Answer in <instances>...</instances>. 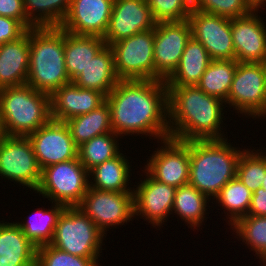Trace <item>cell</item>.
<instances>
[{
  "label": "cell",
  "instance_id": "cell-1",
  "mask_svg": "<svg viewBox=\"0 0 266 266\" xmlns=\"http://www.w3.org/2000/svg\"><path fill=\"white\" fill-rule=\"evenodd\" d=\"M106 101L113 132L121 138L142 134L157 143L170 138L165 80H119Z\"/></svg>",
  "mask_w": 266,
  "mask_h": 266
},
{
  "label": "cell",
  "instance_id": "cell-2",
  "mask_svg": "<svg viewBox=\"0 0 266 266\" xmlns=\"http://www.w3.org/2000/svg\"><path fill=\"white\" fill-rule=\"evenodd\" d=\"M167 88L170 138L184 142L228 138L221 128L227 112L222 99L204 93L197 85Z\"/></svg>",
  "mask_w": 266,
  "mask_h": 266
},
{
  "label": "cell",
  "instance_id": "cell-3",
  "mask_svg": "<svg viewBox=\"0 0 266 266\" xmlns=\"http://www.w3.org/2000/svg\"><path fill=\"white\" fill-rule=\"evenodd\" d=\"M229 139L192 140L189 146V184L210 200L237 173L238 160L245 149L233 147ZM241 149V150H240Z\"/></svg>",
  "mask_w": 266,
  "mask_h": 266
},
{
  "label": "cell",
  "instance_id": "cell-4",
  "mask_svg": "<svg viewBox=\"0 0 266 266\" xmlns=\"http://www.w3.org/2000/svg\"><path fill=\"white\" fill-rule=\"evenodd\" d=\"M29 50L27 85L51 95L71 82L66 72L64 30L61 27L30 28Z\"/></svg>",
  "mask_w": 266,
  "mask_h": 266
},
{
  "label": "cell",
  "instance_id": "cell-5",
  "mask_svg": "<svg viewBox=\"0 0 266 266\" xmlns=\"http://www.w3.org/2000/svg\"><path fill=\"white\" fill-rule=\"evenodd\" d=\"M0 113L7 136L28 137L50 119V95L25 84L0 89Z\"/></svg>",
  "mask_w": 266,
  "mask_h": 266
},
{
  "label": "cell",
  "instance_id": "cell-6",
  "mask_svg": "<svg viewBox=\"0 0 266 266\" xmlns=\"http://www.w3.org/2000/svg\"><path fill=\"white\" fill-rule=\"evenodd\" d=\"M106 235L78 207L59 215L50 245L84 258H99Z\"/></svg>",
  "mask_w": 266,
  "mask_h": 266
},
{
  "label": "cell",
  "instance_id": "cell-7",
  "mask_svg": "<svg viewBox=\"0 0 266 266\" xmlns=\"http://www.w3.org/2000/svg\"><path fill=\"white\" fill-rule=\"evenodd\" d=\"M89 171L79 158L50 165L41 170L35 193L65 207H77L89 189Z\"/></svg>",
  "mask_w": 266,
  "mask_h": 266
},
{
  "label": "cell",
  "instance_id": "cell-8",
  "mask_svg": "<svg viewBox=\"0 0 266 266\" xmlns=\"http://www.w3.org/2000/svg\"><path fill=\"white\" fill-rule=\"evenodd\" d=\"M229 105V106H226ZM225 106L253 119L266 117V84L262 63L238 62ZM261 117V118H260Z\"/></svg>",
  "mask_w": 266,
  "mask_h": 266
},
{
  "label": "cell",
  "instance_id": "cell-9",
  "mask_svg": "<svg viewBox=\"0 0 266 266\" xmlns=\"http://www.w3.org/2000/svg\"><path fill=\"white\" fill-rule=\"evenodd\" d=\"M110 47L120 80H155L154 29L119 40Z\"/></svg>",
  "mask_w": 266,
  "mask_h": 266
},
{
  "label": "cell",
  "instance_id": "cell-10",
  "mask_svg": "<svg viewBox=\"0 0 266 266\" xmlns=\"http://www.w3.org/2000/svg\"><path fill=\"white\" fill-rule=\"evenodd\" d=\"M106 234L109 228L132 221L134 217V192L100 191L88 189L77 206Z\"/></svg>",
  "mask_w": 266,
  "mask_h": 266
},
{
  "label": "cell",
  "instance_id": "cell-11",
  "mask_svg": "<svg viewBox=\"0 0 266 266\" xmlns=\"http://www.w3.org/2000/svg\"><path fill=\"white\" fill-rule=\"evenodd\" d=\"M41 168L28 137L7 136L0 143V176L33 192L41 179Z\"/></svg>",
  "mask_w": 266,
  "mask_h": 266
},
{
  "label": "cell",
  "instance_id": "cell-12",
  "mask_svg": "<svg viewBox=\"0 0 266 266\" xmlns=\"http://www.w3.org/2000/svg\"><path fill=\"white\" fill-rule=\"evenodd\" d=\"M191 37L188 19L156 24L153 47L155 80H166L174 72Z\"/></svg>",
  "mask_w": 266,
  "mask_h": 266
},
{
  "label": "cell",
  "instance_id": "cell-13",
  "mask_svg": "<svg viewBox=\"0 0 266 266\" xmlns=\"http://www.w3.org/2000/svg\"><path fill=\"white\" fill-rule=\"evenodd\" d=\"M143 169L156 181L178 188L188 184L189 146L180 140L167 138L160 141Z\"/></svg>",
  "mask_w": 266,
  "mask_h": 266
},
{
  "label": "cell",
  "instance_id": "cell-14",
  "mask_svg": "<svg viewBox=\"0 0 266 266\" xmlns=\"http://www.w3.org/2000/svg\"><path fill=\"white\" fill-rule=\"evenodd\" d=\"M188 21L192 37L204 46L212 60L235 59L230 18L192 9Z\"/></svg>",
  "mask_w": 266,
  "mask_h": 266
},
{
  "label": "cell",
  "instance_id": "cell-15",
  "mask_svg": "<svg viewBox=\"0 0 266 266\" xmlns=\"http://www.w3.org/2000/svg\"><path fill=\"white\" fill-rule=\"evenodd\" d=\"M145 179L134 185V217L150 223L154 228L163 227L166 218L172 214L176 187L160 183L153 179L145 170ZM136 187V188H135ZM144 217V218H143Z\"/></svg>",
  "mask_w": 266,
  "mask_h": 266
},
{
  "label": "cell",
  "instance_id": "cell-16",
  "mask_svg": "<svg viewBox=\"0 0 266 266\" xmlns=\"http://www.w3.org/2000/svg\"><path fill=\"white\" fill-rule=\"evenodd\" d=\"M41 169L78 158V147L65 122L50 119L28 136Z\"/></svg>",
  "mask_w": 266,
  "mask_h": 266
},
{
  "label": "cell",
  "instance_id": "cell-17",
  "mask_svg": "<svg viewBox=\"0 0 266 266\" xmlns=\"http://www.w3.org/2000/svg\"><path fill=\"white\" fill-rule=\"evenodd\" d=\"M156 24L146 0H114L109 26L103 39L110 46L124 38L154 29Z\"/></svg>",
  "mask_w": 266,
  "mask_h": 266
},
{
  "label": "cell",
  "instance_id": "cell-18",
  "mask_svg": "<svg viewBox=\"0 0 266 266\" xmlns=\"http://www.w3.org/2000/svg\"><path fill=\"white\" fill-rule=\"evenodd\" d=\"M114 0H71L69 12L60 27L73 35L104 37Z\"/></svg>",
  "mask_w": 266,
  "mask_h": 266
},
{
  "label": "cell",
  "instance_id": "cell-19",
  "mask_svg": "<svg viewBox=\"0 0 266 266\" xmlns=\"http://www.w3.org/2000/svg\"><path fill=\"white\" fill-rule=\"evenodd\" d=\"M254 9L250 14L231 19V34L238 62L262 63L266 58V25Z\"/></svg>",
  "mask_w": 266,
  "mask_h": 266
},
{
  "label": "cell",
  "instance_id": "cell-20",
  "mask_svg": "<svg viewBox=\"0 0 266 266\" xmlns=\"http://www.w3.org/2000/svg\"><path fill=\"white\" fill-rule=\"evenodd\" d=\"M106 101L100 91L83 89L70 82L50 95V115L56 121H67L93 111Z\"/></svg>",
  "mask_w": 266,
  "mask_h": 266
},
{
  "label": "cell",
  "instance_id": "cell-21",
  "mask_svg": "<svg viewBox=\"0 0 266 266\" xmlns=\"http://www.w3.org/2000/svg\"><path fill=\"white\" fill-rule=\"evenodd\" d=\"M29 58V29L20 38L0 45V89L26 84Z\"/></svg>",
  "mask_w": 266,
  "mask_h": 266
},
{
  "label": "cell",
  "instance_id": "cell-22",
  "mask_svg": "<svg viewBox=\"0 0 266 266\" xmlns=\"http://www.w3.org/2000/svg\"><path fill=\"white\" fill-rule=\"evenodd\" d=\"M37 247L16 222L0 221V266H36Z\"/></svg>",
  "mask_w": 266,
  "mask_h": 266
},
{
  "label": "cell",
  "instance_id": "cell-23",
  "mask_svg": "<svg viewBox=\"0 0 266 266\" xmlns=\"http://www.w3.org/2000/svg\"><path fill=\"white\" fill-rule=\"evenodd\" d=\"M119 80L113 51L105 45L72 82L80 88L97 90L107 96Z\"/></svg>",
  "mask_w": 266,
  "mask_h": 266
},
{
  "label": "cell",
  "instance_id": "cell-24",
  "mask_svg": "<svg viewBox=\"0 0 266 266\" xmlns=\"http://www.w3.org/2000/svg\"><path fill=\"white\" fill-rule=\"evenodd\" d=\"M127 158L126 155L120 153L113 159L92 168L89 171V178H92L89 179L91 181L89 187L100 191L133 192L134 187L129 186L132 182L130 180L132 167Z\"/></svg>",
  "mask_w": 266,
  "mask_h": 266
},
{
  "label": "cell",
  "instance_id": "cell-25",
  "mask_svg": "<svg viewBox=\"0 0 266 266\" xmlns=\"http://www.w3.org/2000/svg\"><path fill=\"white\" fill-rule=\"evenodd\" d=\"M212 59L204 46L193 37L187 42L180 62L165 80L167 86L197 85Z\"/></svg>",
  "mask_w": 266,
  "mask_h": 266
},
{
  "label": "cell",
  "instance_id": "cell-26",
  "mask_svg": "<svg viewBox=\"0 0 266 266\" xmlns=\"http://www.w3.org/2000/svg\"><path fill=\"white\" fill-rule=\"evenodd\" d=\"M105 45L102 37L79 36L64 31L66 72L71 82Z\"/></svg>",
  "mask_w": 266,
  "mask_h": 266
},
{
  "label": "cell",
  "instance_id": "cell-27",
  "mask_svg": "<svg viewBox=\"0 0 266 266\" xmlns=\"http://www.w3.org/2000/svg\"><path fill=\"white\" fill-rule=\"evenodd\" d=\"M77 147L93 137L113 132L110 107L105 101L93 111L65 121Z\"/></svg>",
  "mask_w": 266,
  "mask_h": 266
},
{
  "label": "cell",
  "instance_id": "cell-28",
  "mask_svg": "<svg viewBox=\"0 0 266 266\" xmlns=\"http://www.w3.org/2000/svg\"><path fill=\"white\" fill-rule=\"evenodd\" d=\"M208 202L210 199L191 184L179 186L175 192L172 215L175 213L188 228L197 230L207 219V209L210 208Z\"/></svg>",
  "mask_w": 266,
  "mask_h": 266
},
{
  "label": "cell",
  "instance_id": "cell-29",
  "mask_svg": "<svg viewBox=\"0 0 266 266\" xmlns=\"http://www.w3.org/2000/svg\"><path fill=\"white\" fill-rule=\"evenodd\" d=\"M53 204V205H52ZM51 204V209L39 208L33 215L29 214V220L19 221L17 224L26 237L36 246L49 244L53 238L59 215L66 208L59 203ZM44 209V210H43ZM27 221V222H26Z\"/></svg>",
  "mask_w": 266,
  "mask_h": 266
},
{
  "label": "cell",
  "instance_id": "cell-30",
  "mask_svg": "<svg viewBox=\"0 0 266 266\" xmlns=\"http://www.w3.org/2000/svg\"><path fill=\"white\" fill-rule=\"evenodd\" d=\"M27 30L33 27H60L66 18L71 0H23Z\"/></svg>",
  "mask_w": 266,
  "mask_h": 266
},
{
  "label": "cell",
  "instance_id": "cell-31",
  "mask_svg": "<svg viewBox=\"0 0 266 266\" xmlns=\"http://www.w3.org/2000/svg\"><path fill=\"white\" fill-rule=\"evenodd\" d=\"M251 192L239 179L234 177L231 179L214 197L216 205L221 207L228 225L231 227L238 219L247 216L252 199ZM221 205V206H220Z\"/></svg>",
  "mask_w": 266,
  "mask_h": 266
},
{
  "label": "cell",
  "instance_id": "cell-32",
  "mask_svg": "<svg viewBox=\"0 0 266 266\" xmlns=\"http://www.w3.org/2000/svg\"><path fill=\"white\" fill-rule=\"evenodd\" d=\"M238 61L212 60L202 75L197 86L206 94L222 99H228V94L234 79Z\"/></svg>",
  "mask_w": 266,
  "mask_h": 266
},
{
  "label": "cell",
  "instance_id": "cell-33",
  "mask_svg": "<svg viewBox=\"0 0 266 266\" xmlns=\"http://www.w3.org/2000/svg\"><path fill=\"white\" fill-rule=\"evenodd\" d=\"M119 139L121 137L114 132L93 137L78 147L79 161L90 171L95 166L113 159L121 153Z\"/></svg>",
  "mask_w": 266,
  "mask_h": 266
},
{
  "label": "cell",
  "instance_id": "cell-34",
  "mask_svg": "<svg viewBox=\"0 0 266 266\" xmlns=\"http://www.w3.org/2000/svg\"><path fill=\"white\" fill-rule=\"evenodd\" d=\"M256 258H266V216L247 215L238 219L230 228Z\"/></svg>",
  "mask_w": 266,
  "mask_h": 266
},
{
  "label": "cell",
  "instance_id": "cell-35",
  "mask_svg": "<svg viewBox=\"0 0 266 266\" xmlns=\"http://www.w3.org/2000/svg\"><path fill=\"white\" fill-rule=\"evenodd\" d=\"M245 149L237 164L236 176L251 191L262 186L266 175V150ZM263 149V150H262Z\"/></svg>",
  "mask_w": 266,
  "mask_h": 266
},
{
  "label": "cell",
  "instance_id": "cell-36",
  "mask_svg": "<svg viewBox=\"0 0 266 266\" xmlns=\"http://www.w3.org/2000/svg\"><path fill=\"white\" fill-rule=\"evenodd\" d=\"M192 7L230 19L246 16L255 9L248 0H192Z\"/></svg>",
  "mask_w": 266,
  "mask_h": 266
},
{
  "label": "cell",
  "instance_id": "cell-37",
  "mask_svg": "<svg viewBox=\"0 0 266 266\" xmlns=\"http://www.w3.org/2000/svg\"><path fill=\"white\" fill-rule=\"evenodd\" d=\"M98 258H84L45 244L37 247L36 266H99Z\"/></svg>",
  "mask_w": 266,
  "mask_h": 266
},
{
  "label": "cell",
  "instance_id": "cell-38",
  "mask_svg": "<svg viewBox=\"0 0 266 266\" xmlns=\"http://www.w3.org/2000/svg\"><path fill=\"white\" fill-rule=\"evenodd\" d=\"M158 22L184 21L192 11V0H146Z\"/></svg>",
  "mask_w": 266,
  "mask_h": 266
},
{
  "label": "cell",
  "instance_id": "cell-39",
  "mask_svg": "<svg viewBox=\"0 0 266 266\" xmlns=\"http://www.w3.org/2000/svg\"><path fill=\"white\" fill-rule=\"evenodd\" d=\"M26 31L18 20L0 16V45L20 38Z\"/></svg>",
  "mask_w": 266,
  "mask_h": 266
},
{
  "label": "cell",
  "instance_id": "cell-40",
  "mask_svg": "<svg viewBox=\"0 0 266 266\" xmlns=\"http://www.w3.org/2000/svg\"><path fill=\"white\" fill-rule=\"evenodd\" d=\"M0 16L16 19L27 29L23 0H0Z\"/></svg>",
  "mask_w": 266,
  "mask_h": 266
},
{
  "label": "cell",
  "instance_id": "cell-41",
  "mask_svg": "<svg viewBox=\"0 0 266 266\" xmlns=\"http://www.w3.org/2000/svg\"><path fill=\"white\" fill-rule=\"evenodd\" d=\"M248 215L266 216V190L262 187L253 192Z\"/></svg>",
  "mask_w": 266,
  "mask_h": 266
},
{
  "label": "cell",
  "instance_id": "cell-42",
  "mask_svg": "<svg viewBox=\"0 0 266 266\" xmlns=\"http://www.w3.org/2000/svg\"><path fill=\"white\" fill-rule=\"evenodd\" d=\"M255 9H265L266 0H248ZM264 7V8H263Z\"/></svg>",
  "mask_w": 266,
  "mask_h": 266
},
{
  "label": "cell",
  "instance_id": "cell-43",
  "mask_svg": "<svg viewBox=\"0 0 266 266\" xmlns=\"http://www.w3.org/2000/svg\"><path fill=\"white\" fill-rule=\"evenodd\" d=\"M7 137L4 124H3V119L2 115L0 113V143Z\"/></svg>",
  "mask_w": 266,
  "mask_h": 266
},
{
  "label": "cell",
  "instance_id": "cell-44",
  "mask_svg": "<svg viewBox=\"0 0 266 266\" xmlns=\"http://www.w3.org/2000/svg\"><path fill=\"white\" fill-rule=\"evenodd\" d=\"M264 71H265V84H266V58L264 59V61L262 62Z\"/></svg>",
  "mask_w": 266,
  "mask_h": 266
},
{
  "label": "cell",
  "instance_id": "cell-45",
  "mask_svg": "<svg viewBox=\"0 0 266 266\" xmlns=\"http://www.w3.org/2000/svg\"><path fill=\"white\" fill-rule=\"evenodd\" d=\"M259 263H261L260 266H266V258H263V259H259L258 261Z\"/></svg>",
  "mask_w": 266,
  "mask_h": 266
},
{
  "label": "cell",
  "instance_id": "cell-46",
  "mask_svg": "<svg viewBox=\"0 0 266 266\" xmlns=\"http://www.w3.org/2000/svg\"><path fill=\"white\" fill-rule=\"evenodd\" d=\"M264 190H266V175L264 177V180L262 182V186H261Z\"/></svg>",
  "mask_w": 266,
  "mask_h": 266
}]
</instances>
